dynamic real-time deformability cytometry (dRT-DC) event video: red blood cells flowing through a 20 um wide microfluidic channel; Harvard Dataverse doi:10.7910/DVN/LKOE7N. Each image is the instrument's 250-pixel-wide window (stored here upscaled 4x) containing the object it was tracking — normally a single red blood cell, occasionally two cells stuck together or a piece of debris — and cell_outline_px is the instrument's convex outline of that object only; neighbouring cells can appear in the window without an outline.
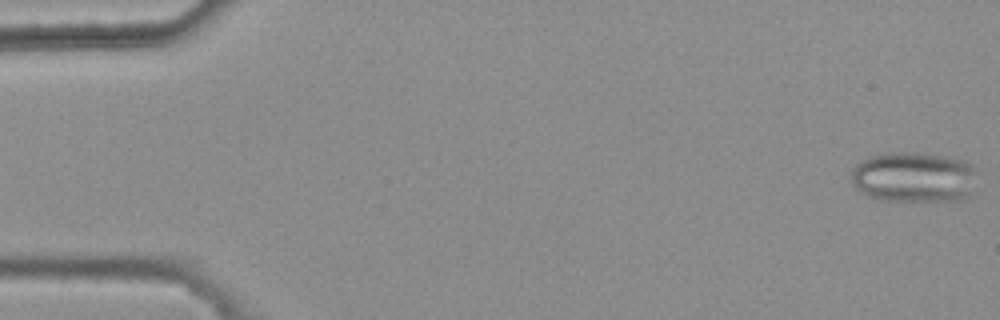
{"species": "common noctule bat (a hibernating species)", "species_latin": "Nyctalus noctula", "temperature_condition": "warm", "stored_images_in_passage": 7, "camera_frame_rate_fps": 3000, "um_per_image_px": 0.085, "animal": {"sex": "female", "body_mass_g": 25.1}, "frame": {"image": 1, "passage_image": 1, "time_ms": 0.0, "image_size_px": [1000, 320], "cell_outline_px": [[972, 172], [968, 196], [964, 200], [880, 200], [868, 196], [860, 192], [852, 184], [852, 168], [856, 164], [868, 156], [888, 152], [916, 152], [948, 156], [964, 160], [972, 164]], "centroid_in_image_um": [77.58, 15.03], "position_along_channel_um": 7.4, "area_um2": 36.76}}
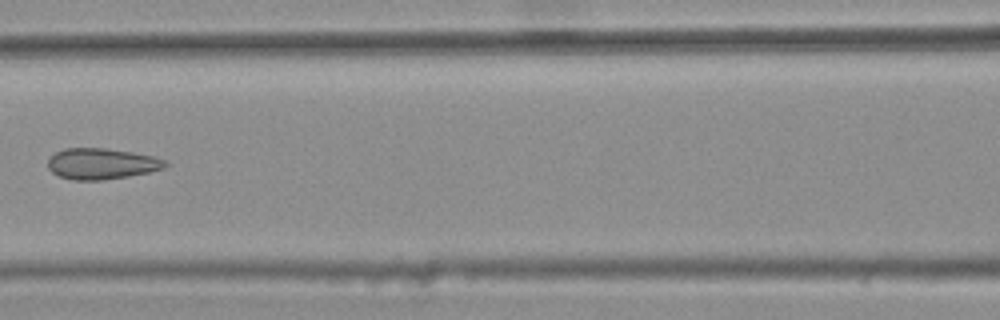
{"frame": {"image": 2, "passage_image": 7, "time_ms": 2.0, "image_size_px": [1000, 320], "cell_outline_px": [[168, 164], [164, 168], [148, 172], [128, 176], [104, 180], [72, 180], [60, 176], [52, 172], [48, 168], [48, 160], [56, 152], [64, 148], [104, 148], [132, 152], [152, 156], [168, 160]], "centroid_in_image_um": [8.64, 13.92], "position_along_channel_um": 158.0, "area_um2": 21.15}}